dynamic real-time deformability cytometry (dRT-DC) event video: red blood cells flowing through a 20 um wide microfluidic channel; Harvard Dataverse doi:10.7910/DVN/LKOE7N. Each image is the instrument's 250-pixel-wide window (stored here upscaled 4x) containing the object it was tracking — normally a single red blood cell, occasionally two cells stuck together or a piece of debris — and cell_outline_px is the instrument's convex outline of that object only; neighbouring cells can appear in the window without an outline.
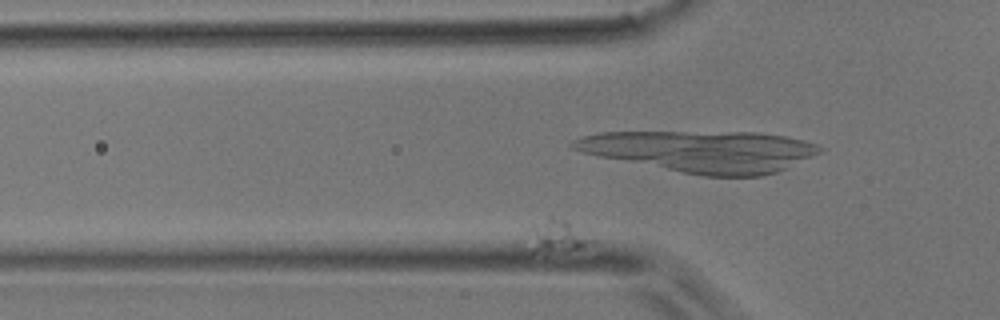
{"species": "common noctule bat (a hibernating species)", "species_latin": "Nyctalus noctula", "temperature_condition": "room temperature", "stored_images_in_passage": 41, "camera_frame_rate_fps": 3000, "um_per_image_px": 0.085, "animal": {"sex": "male", "body_mass_g": 17.9}, "frame": {"image": 1, "passage_image": 9, "time_ms": 2.667, "image_size_px": [1000, 320], "cell_outline_px": [[596, 244], [576, 248], [532, 252], [532, 224], [552, 212], [584, 224], [596, 240]], "centroid_in_image_um": [47.58, 19.89], "position_along_channel_um": 78.2, "area_um2": 13.01}}
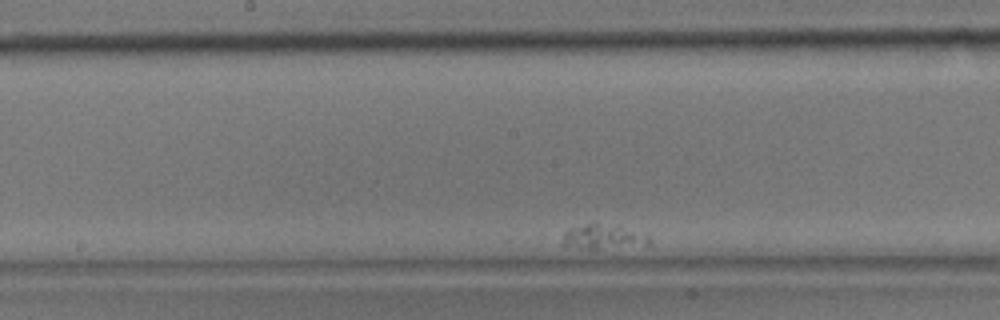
{"frame": {"image": 2, "passage_image": 24, "time_ms": 7.667, "image_size_px": [1000, 320], "cell_outline_px": [[652, 244], [596, 248], [580, 248], [560, 244], [564, 232], [568, 228], [588, 224], [596, 224], [620, 228], [648, 236], [652, 240]], "centroid_in_image_um": [51.17, 20.15], "position_along_channel_um": 197.0, "area_um2": 11.62}}
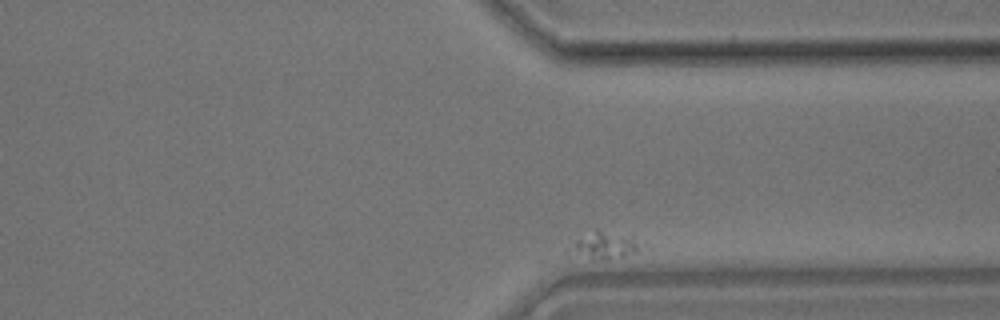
{"frame": {"image": 3, "passage_image": 41, "time_ms": 13.333, "image_size_px": [1000, 320], "cell_outline_px": [[648, 244], [636, 252], [624, 256], [592, 256], [576, 248], [572, 244], [576, 240], [596, 228], [632, 236], [644, 240]], "centroid_in_image_um": [51.73, 20.71], "position_along_channel_um": 359.7, "area_um2": 10.17}}